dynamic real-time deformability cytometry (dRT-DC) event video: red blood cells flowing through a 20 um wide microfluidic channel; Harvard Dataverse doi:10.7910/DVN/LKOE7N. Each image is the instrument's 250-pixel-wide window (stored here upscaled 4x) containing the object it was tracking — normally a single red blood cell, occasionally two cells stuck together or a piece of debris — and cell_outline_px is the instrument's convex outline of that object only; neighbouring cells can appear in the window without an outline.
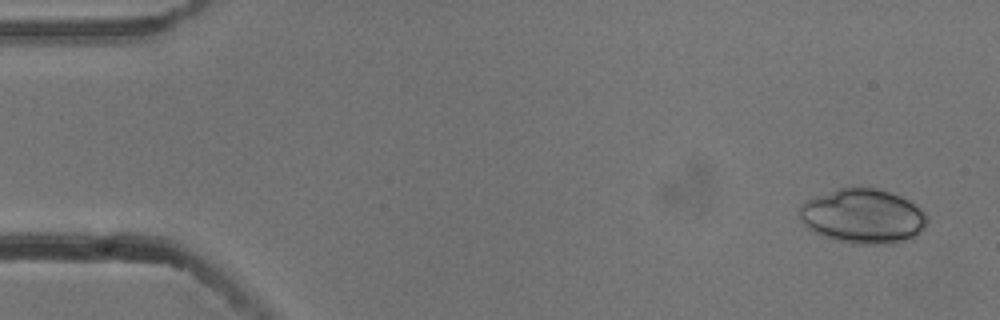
{"species": "common noctule bat (a hibernating species)", "species_latin": "Nyctalus noctula", "temperature_condition": "cold", "stored_images_in_passage": 3, "camera_frame_rate_fps": 3000, "um_per_image_px": 0.085, "animal": {"sex": "male", "body_mass_g": 13.3}, "frame": {"image": 1, "passage_image": 1, "time_ms": 0.0, "image_size_px": [1000, 320], "cell_outline_px": [[928, 224], [912, 240], [896, 244], [852, 244], [836, 240], [812, 232], [800, 220], [800, 204], [804, 200], [840, 188], [876, 188], [900, 196], [908, 200], [920, 208], [924, 212], [928, 220]], "centroid_in_image_um": [73.37, 18.41], "position_along_channel_um": 11.6, "area_um2": 40.92}}